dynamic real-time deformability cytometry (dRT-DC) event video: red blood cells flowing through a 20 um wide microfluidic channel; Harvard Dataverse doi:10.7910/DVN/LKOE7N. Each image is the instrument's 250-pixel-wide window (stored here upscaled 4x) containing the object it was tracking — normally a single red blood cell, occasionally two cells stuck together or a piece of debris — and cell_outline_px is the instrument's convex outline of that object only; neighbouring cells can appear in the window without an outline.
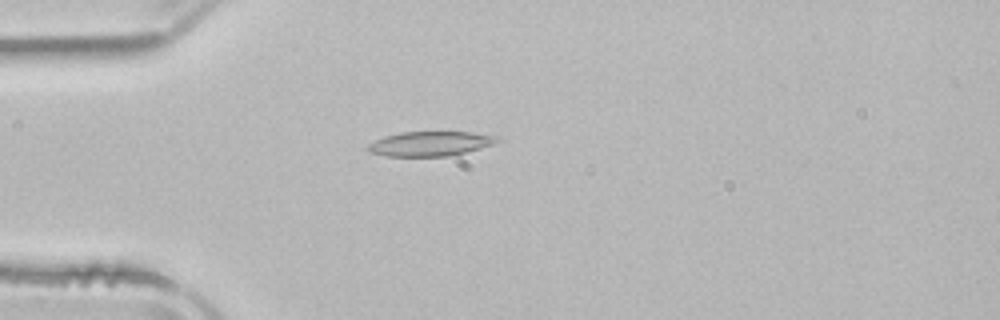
{"species": "common noctule bat (a hibernating species)", "species_latin": "Nyctalus noctula", "temperature_condition": "room temperature", "stored_images_in_passage": 52, "camera_frame_rate_fps": 3000, "um_per_image_px": 0.085, "animal": {"sex": "male", "body_mass_g": 21.5, "forearm_length_mm": 52.0}, "frame": {"image": 1, "passage_image": 14, "time_ms": 4.333, "image_size_px": [1000, 320], "cell_outline_px": [[500, 140], [492, 144], [480, 148], [448, 156], [388, 156], [368, 152], [368, 144], [384, 136], [400, 132], [472, 132], [500, 136]], "centroid_in_image_um": [36.57, 12.2], "position_along_channel_um": 48.4, "area_um2": 18.44}}
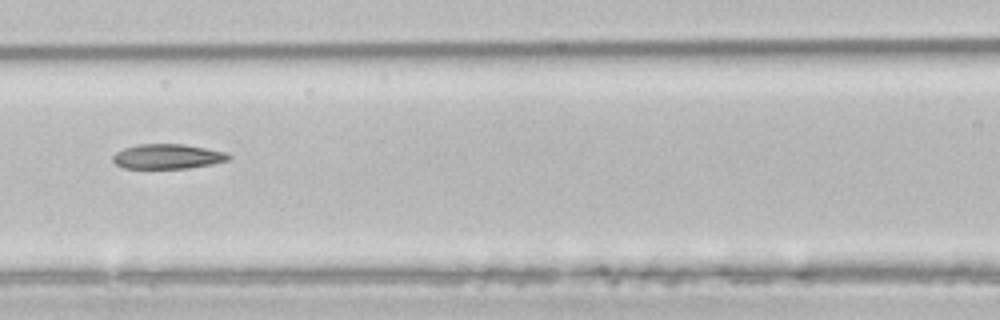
{"frame": {"image": 2, "passage_image": 23, "time_ms": 7.333, "image_size_px": [1000, 320], "cell_outline_px": [[232, 156], [228, 160], [212, 164], [188, 168], [124, 168], [116, 164], [112, 160], [112, 156], [116, 152], [124, 148], [136, 144], [184, 144], [228, 152]], "centroid_in_image_um": [14.25, 13.29], "position_along_channel_um": 152.3, "area_um2": 16.82}}
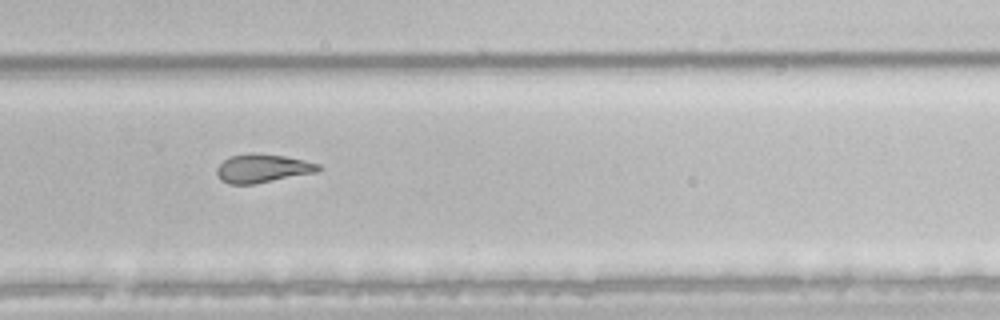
{"frame": {"image": 3, "passage_image": 35, "time_ms": 11.333, "image_size_px": [1000, 320], "cell_outline_px": [[324, 168], [316, 172], [252, 184], [228, 184], [220, 180], [216, 172], [216, 168], [228, 156], [248, 152], [252, 152], [284, 156], [304, 160], [320, 164]], "centroid_in_image_um": [22.29, 14.29], "position_along_channel_um": 307.5, "area_um2": 16.99}, "authors_computed_cell_mechanics": {"area_um2": 18.7272, "velocity_mm_per_s": 3.8958, "shape_relaxation_time_tau1_ms": null, "shape_relaxation_time_tau2_ms": 5.5807, "deformation_change_tau1": null, "deformation_change_tau2": 0.1553}}